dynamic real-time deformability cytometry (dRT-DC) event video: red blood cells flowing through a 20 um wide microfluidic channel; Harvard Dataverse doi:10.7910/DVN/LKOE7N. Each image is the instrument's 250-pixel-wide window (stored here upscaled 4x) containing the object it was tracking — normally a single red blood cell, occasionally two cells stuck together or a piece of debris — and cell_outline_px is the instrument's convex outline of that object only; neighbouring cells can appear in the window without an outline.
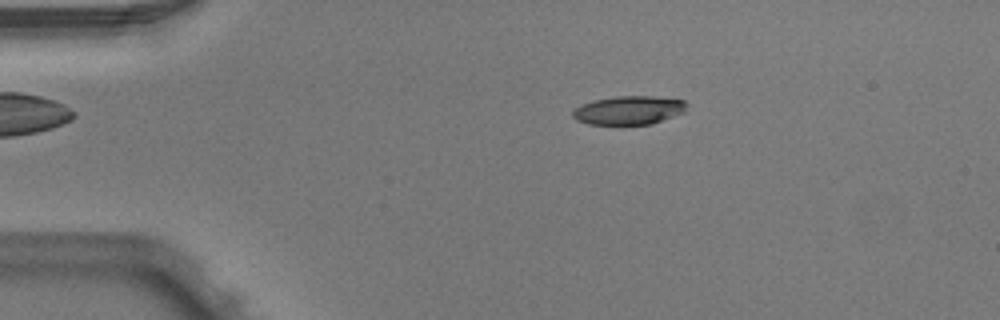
{"species": "Egyptian fruit bat (a non-hibernating species)", "species_latin": "Rousettus aegyptiacus", "temperature_condition": "warm", "stored_images_in_passage": 3, "camera_frame_rate_fps": 3000, "um_per_image_px": 0.085, "animal": {"sex": "male"}, "frame": {"image": 1, "passage_image": 2, "time_ms": 0.333, "image_size_px": [1000, 320], "cell_outline_px": [[688, 104], [684, 112], [652, 124], [620, 128], [588, 124], [576, 120], [572, 116], [572, 112], [576, 108], [592, 100], [616, 96], [652, 96], [684, 100]], "centroid_in_image_um": [53.42, 9.42], "position_along_channel_um": 31.6, "area_um2": 19.88}}